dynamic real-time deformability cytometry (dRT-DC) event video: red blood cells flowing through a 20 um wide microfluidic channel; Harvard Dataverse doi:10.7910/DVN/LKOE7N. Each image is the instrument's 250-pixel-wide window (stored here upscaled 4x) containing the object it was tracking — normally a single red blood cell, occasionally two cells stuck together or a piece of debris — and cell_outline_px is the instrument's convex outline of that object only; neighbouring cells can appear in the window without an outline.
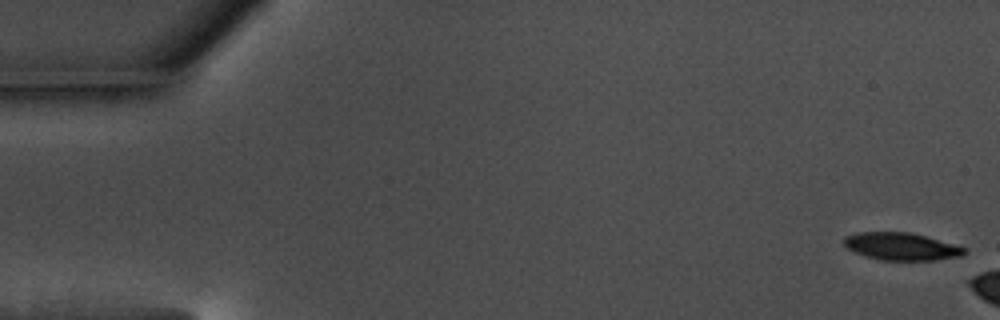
{"species": "common noctule bat (a hibernating species)", "species_latin": "Nyctalus noctula", "temperature_condition": "warm", "stored_images_in_passage": 13, "camera_frame_rate_fps": 3000, "um_per_image_px": 0.085, "animal": {"sex": "male", "body_mass_g": 17.5, "forearm_length_mm": 52.3}, "frame": {"image": 1, "passage_image": 1, "time_ms": 0.0, "image_size_px": [1000, 320], "cell_outline_px": [[968, 252], [960, 256], [936, 260], [880, 260], [864, 256], [848, 248], [844, 244], [844, 236], [856, 232], [912, 232], [964, 248]], "centroid_in_image_um": [76.57, 20.95], "position_along_channel_um": 8.4, "area_um2": 19.13}}